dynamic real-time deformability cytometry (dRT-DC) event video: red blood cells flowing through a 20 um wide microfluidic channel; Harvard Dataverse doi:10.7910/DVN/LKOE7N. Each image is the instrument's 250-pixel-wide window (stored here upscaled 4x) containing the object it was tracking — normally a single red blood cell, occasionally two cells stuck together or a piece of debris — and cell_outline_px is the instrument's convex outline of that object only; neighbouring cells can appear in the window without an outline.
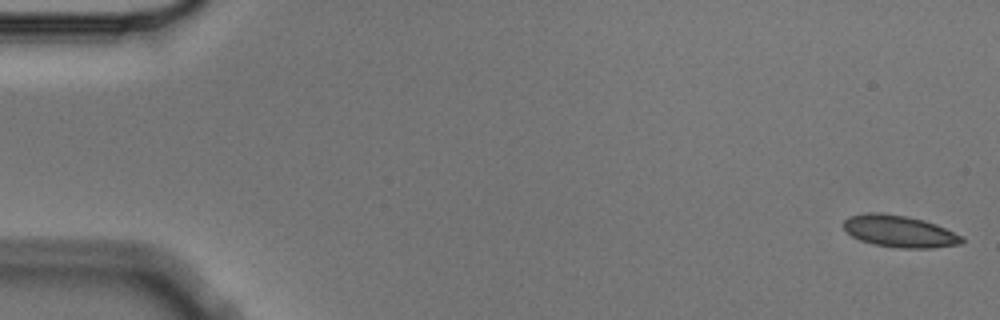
{"species": "Egyptian fruit bat (a non-hibernating species)", "species_latin": "Rousettus aegyptiacus", "temperature_condition": "cold", "stored_images_in_passage": 5, "camera_frame_rate_fps": 3000, "um_per_image_px": 0.085, "animal": {"sex": "male"}, "frame": {"image": 1, "passage_image": 1, "time_ms": 0.0, "image_size_px": [1000, 320], "cell_outline_px": [[964, 244], [932, 248], [900, 248], [876, 244], [860, 240], [852, 236], [840, 224], [848, 216], [868, 212], [876, 212], [908, 216], [924, 220], [936, 224], [964, 236]], "centroid_in_image_um": [76.48, 19.65], "position_along_channel_um": 8.5, "area_um2": 22.2}}
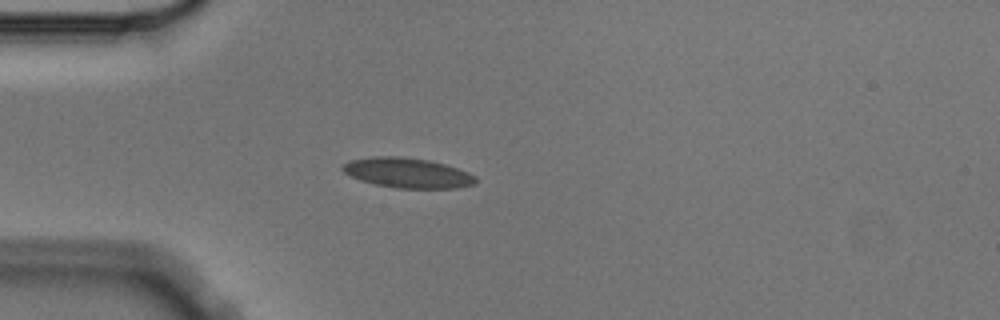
{"frame": {"image": 2, "passage_image": 5, "time_ms": 1.333, "image_size_px": [1000, 320], "cell_outline_px": [[476, 184], [456, 188], [396, 188], [376, 184], [360, 180], [344, 172], [340, 168], [344, 164], [352, 160], [372, 156], [400, 156], [428, 160], [444, 164], [468, 172], [476, 176]], "centroid_in_image_um": [34.65, 14.69], "position_along_channel_um": 50.4, "area_um2": 23.12}}